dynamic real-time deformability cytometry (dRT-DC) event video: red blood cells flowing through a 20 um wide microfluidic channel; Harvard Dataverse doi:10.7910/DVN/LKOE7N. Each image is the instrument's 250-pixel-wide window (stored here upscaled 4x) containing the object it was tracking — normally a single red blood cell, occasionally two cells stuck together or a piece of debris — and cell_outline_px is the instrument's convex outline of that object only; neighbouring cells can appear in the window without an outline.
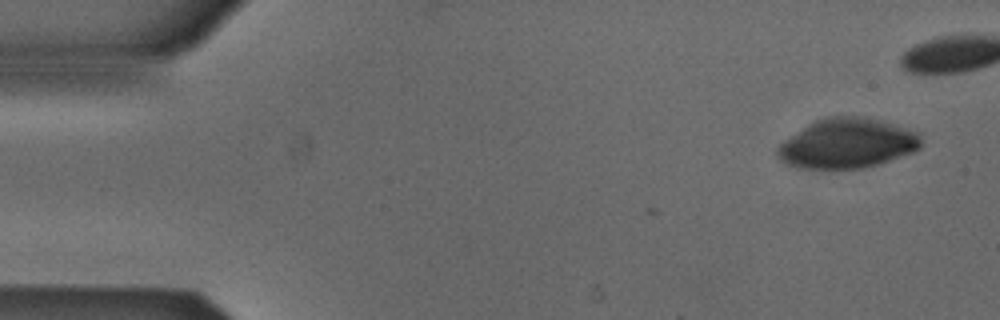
{"species": "Egyptian fruit bat (a non-hibernating species)", "species_latin": "Rousettus aegyptiacus", "temperature_condition": "cold", "stored_images_in_passage": 3, "camera_frame_rate_fps": 3000, "um_per_image_px": 0.085, "animal": {"sex": "male"}, "frame": {"image": 1, "passage_image": 1, "time_ms": 0.0, "image_size_px": [1000, 320], "cell_outline_px": [[920, 148], [912, 152], [864, 168], [796, 168], [784, 164], [776, 156], [776, 152], [780, 144], [808, 124], [816, 120], [828, 116], [864, 116], [920, 132]], "centroid_in_image_um": [71.99, 12.19], "position_along_channel_um": 13.0, "area_um2": 41.33}}